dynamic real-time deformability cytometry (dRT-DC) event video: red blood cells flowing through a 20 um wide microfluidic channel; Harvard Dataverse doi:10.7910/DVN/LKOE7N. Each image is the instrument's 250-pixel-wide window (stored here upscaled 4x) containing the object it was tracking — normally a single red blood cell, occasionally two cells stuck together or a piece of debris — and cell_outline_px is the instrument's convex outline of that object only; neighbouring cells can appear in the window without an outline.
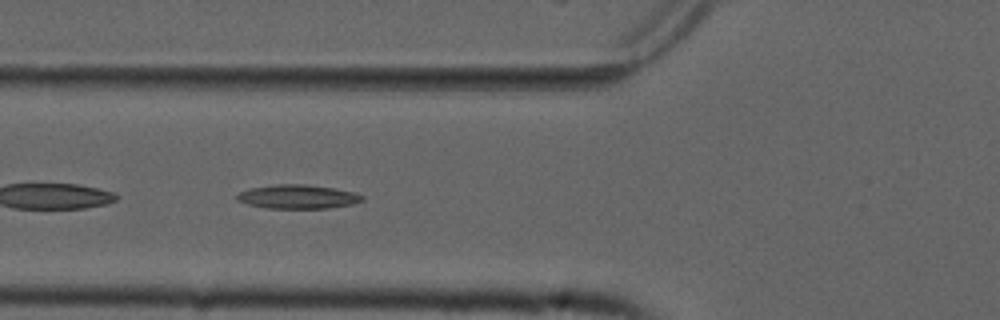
{"species": "common noctule bat (a hibernating species)", "species_latin": "Nyctalus noctula", "temperature_condition": "cold", "stored_images_in_passage": 54, "camera_frame_rate_fps": 3000, "um_per_image_px": 0.085, "animal": {"sex": "male", "forearm_length_mm": 52.5}, "frame": {"image": 1, "passage_image": 20, "time_ms": 6.333, "image_size_px": [1000, 320], "cell_outline_px": [[364, 200], [352, 204], [328, 208], [268, 208], [248, 204], [236, 200], [236, 196], [240, 192], [252, 188], [276, 184], [304, 184], [332, 188], [352, 192], [364, 196]], "centroid_in_image_um": [25.31, 16.72], "position_along_channel_um": 100.5, "area_um2": 17.22}}
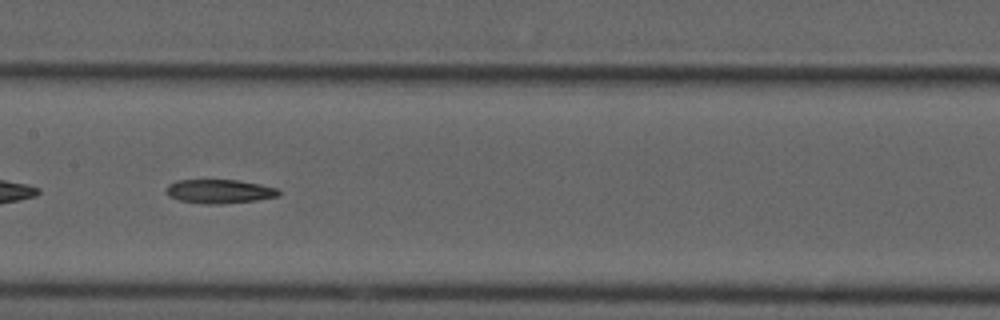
{"frame": {"image": 2, "passage_image": 27, "time_ms": 8.667, "image_size_px": [1000, 320], "cell_outline_px": [[280, 196], [256, 200], [224, 204], [208, 204], [180, 200], [168, 196], [164, 192], [164, 188], [168, 184], [176, 180], [236, 180], [260, 184], [280, 188]], "centroid_in_image_um": [18.64, 16.26], "position_along_channel_um": 188.8, "area_um2": 15.9}}
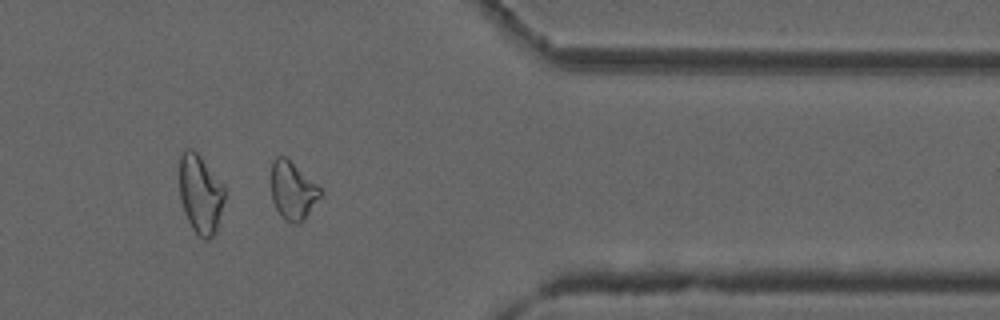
{"frame": {"image": 3, "passage_image": 44, "time_ms": 14.333, "image_size_px": [1000, 320], "cell_outline_px": [[320, 196], [304, 220], [300, 224], [292, 224], [284, 220], [280, 216], [272, 200], [272, 160], [276, 156], [284, 156], [316, 184], [320, 188]], "centroid_in_image_um": [24.85, 16.25], "position_along_channel_um": 386.5, "area_um2": 16.3}}